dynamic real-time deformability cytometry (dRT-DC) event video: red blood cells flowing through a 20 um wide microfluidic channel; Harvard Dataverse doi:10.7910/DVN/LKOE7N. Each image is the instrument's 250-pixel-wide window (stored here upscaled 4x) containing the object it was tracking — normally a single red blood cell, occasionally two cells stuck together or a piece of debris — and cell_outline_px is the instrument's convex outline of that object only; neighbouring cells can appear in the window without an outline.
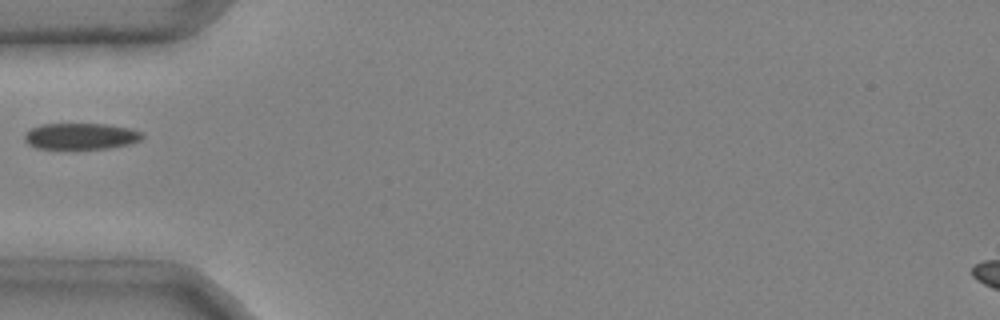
{"species": "common noctule bat (a hibernating species)", "species_latin": "Nyctalus noctula", "temperature_condition": "cold", "stored_images_in_passage": 29, "camera_frame_rate_fps": 3000, "um_per_image_px": 0.085, "animal": {"sex": "male", "body_mass_g": 20.4}, "frame": {"image": 1, "passage_image": 1, "time_ms": 0.0, "image_size_px": [1000, 320], "cell_outline_px": [[144, 136], [140, 140], [128, 144], [108, 148], [36, 148], [28, 144], [24, 140], [24, 136], [32, 128], [40, 124], [108, 124], [128, 128], [140, 132]], "centroid_in_image_um": [6.85, 11.57], "position_along_channel_um": 78.1, "area_um2": 17.74}}
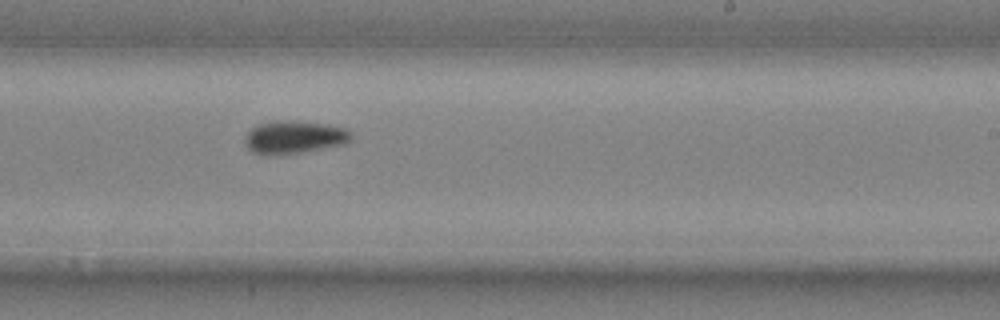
{"frame": {"image": 2, "passage_image": 15, "time_ms": 4.667, "image_size_px": [1000, 320], "cell_outline_px": [[352, 136], [344, 144], [300, 152], [268, 156], [264, 156], [252, 152], [248, 148], [244, 140], [244, 136], [252, 128], [260, 124], [276, 120], [280, 120], [328, 124], [344, 128], [352, 132]], "centroid_in_image_um": [24.96, 11.67], "position_along_channel_um": 264.0, "area_um2": 20.23}}
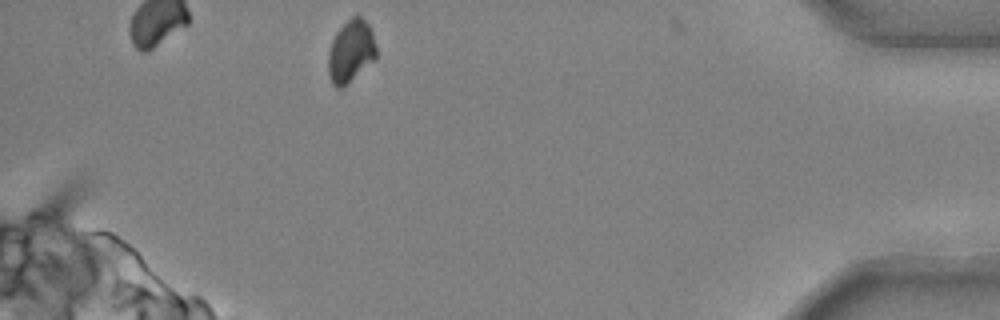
{"frame": {"image": 3, "passage_image": 29, "time_ms": 9.333, "image_size_px": [1000, 320], "cell_outline_px": [[376, 60], [340, 88], [336, 88], [332, 84], [328, 72], [328, 52], [332, 40], [336, 32], [352, 16], [360, 16], [368, 24], [372, 32], [376, 44]], "centroid_in_image_um": [29.82, 4.36], "position_along_channel_um": 405.4, "area_um2": 17.4}}